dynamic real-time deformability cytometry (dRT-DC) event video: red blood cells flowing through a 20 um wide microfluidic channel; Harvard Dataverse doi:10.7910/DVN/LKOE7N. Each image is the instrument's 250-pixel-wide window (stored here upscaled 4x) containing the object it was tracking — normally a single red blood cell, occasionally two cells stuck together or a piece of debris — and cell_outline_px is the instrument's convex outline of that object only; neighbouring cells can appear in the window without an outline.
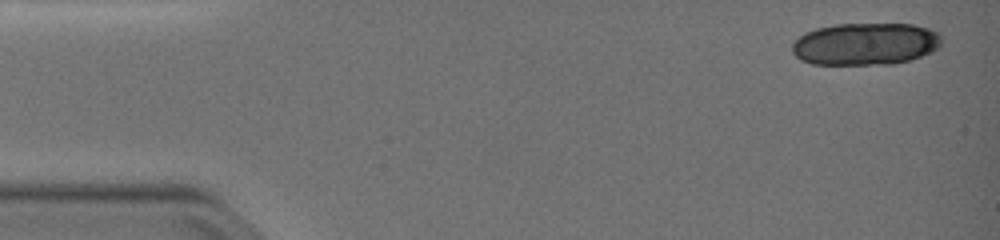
{"species": "common noctule bat (a hibernating species)", "species_latin": "Nyctalus noctula", "temperature_condition": "warm", "stored_images_in_passage": 17, "camera_frame_rate_fps": 3000, "um_per_image_px": 0.085, "animal": {"sex": "female", "body_mass_g": 19.0, "forearm_length_mm": 51.5}, "frame": {"image": 1, "passage_image": 1, "time_ms": 0.0, "image_size_px": [1000, 240], "cell_outline_px": [[940, 44], [932, 52], [908, 60], [892, 64], [812, 64], [800, 60], [792, 52], [792, 44], [804, 32], [816, 28], [836, 24], [912, 24], [928, 28], [940, 32]], "centroid_in_image_um": [73.54, 3.73], "position_along_channel_um": 11.5, "area_um2": 36.82}}
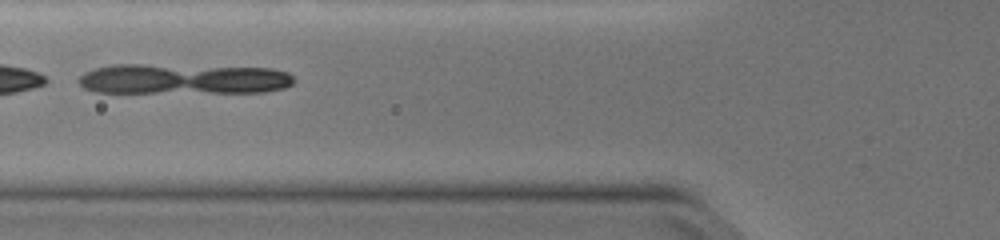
{"frame": {"image": 2, "passage_image": 15, "time_ms": 4.667, "image_size_px": [1000, 240], "cell_outline_px": [[296, 80], [292, 84], [284, 88], [264, 92], [96, 92], [84, 88], [76, 80], [84, 72], [96, 68], [112, 64], [144, 64], [272, 68], [288, 72]], "centroid_in_image_um": [15.58, 6.7], "position_along_channel_um": 110.2, "area_um2": 38.26}}